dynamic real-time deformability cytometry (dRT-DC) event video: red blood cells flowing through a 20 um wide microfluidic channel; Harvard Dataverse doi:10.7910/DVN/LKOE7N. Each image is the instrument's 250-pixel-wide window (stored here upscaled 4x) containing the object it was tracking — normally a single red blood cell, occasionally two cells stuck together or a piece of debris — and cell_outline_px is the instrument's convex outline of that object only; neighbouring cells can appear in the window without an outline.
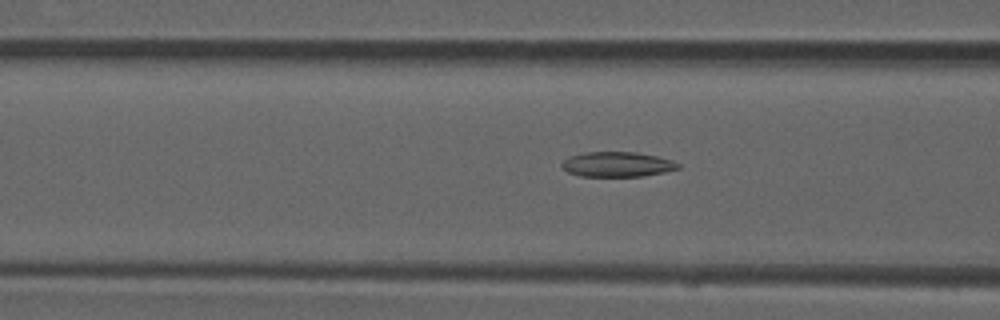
{"species": "common noctule bat (a hibernating species)", "species_latin": "Nyctalus noctula", "temperature_condition": "room temperature", "stored_images_in_passage": 52, "camera_frame_rate_fps": 3000, "um_per_image_px": 0.085, "animal": {"sex": "male", "forearm_length_mm": 52.5}, "frame": {"image": 1, "passage_image": 20, "time_ms": 6.333, "image_size_px": [1000, 320], "cell_outline_px": [[680, 168], [664, 172], [644, 176], [580, 176], [568, 172], [560, 164], [568, 156], [584, 152], [636, 152], [656, 156], [672, 160], [680, 164]], "centroid_in_image_um": [52.46, 13.96], "position_along_channel_um": 114.1, "area_um2": 16.94}}
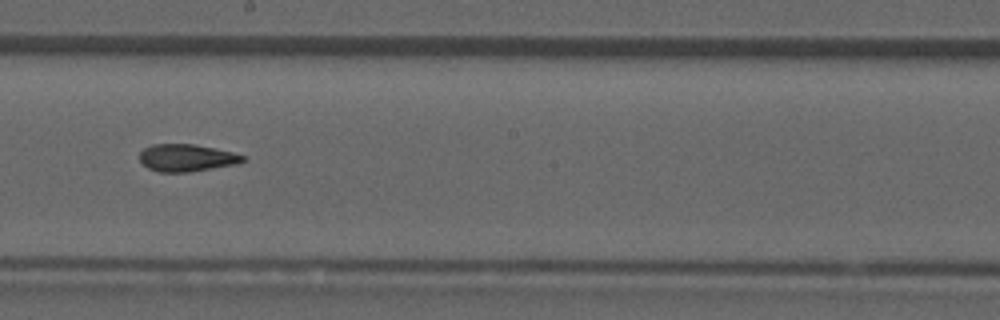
{"frame": {"image": 2, "passage_image": 29, "time_ms": 9.333, "image_size_px": [1000, 320], "cell_outline_px": [[244, 160], [236, 164], [188, 172], [160, 172], [148, 168], [140, 160], [140, 152], [144, 148], [152, 144], [196, 144], [232, 152], [244, 156]], "centroid_in_image_um": [15.83, 13.41], "position_along_channel_um": 232.4, "area_um2": 16.24}}
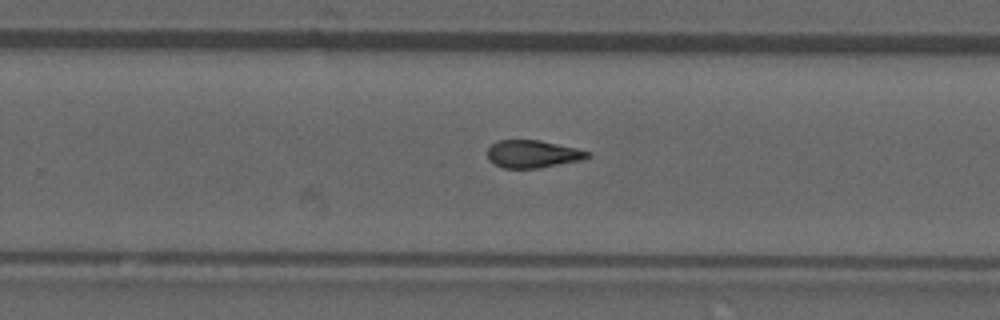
{"frame": {"image": 3, "passage_image": 33, "time_ms": 10.667, "image_size_px": [1000, 320], "cell_outline_px": [[592, 156], [580, 160], [536, 168], [504, 168], [488, 160], [488, 148], [496, 140], [540, 140], [576, 148], [588, 152]], "centroid_in_image_um": [45.25, 13.08], "position_along_channel_um": 284.5, "area_um2": 15.9}, "authors_computed_cell_mechanics": {"area_um2": 16.7909, "velocity_mm_per_s": 3.9368, "shape_relaxation_time_tau1_ms": null, "shape_relaxation_time_tau2_ms": 4.1921, "deformation_change_tau1": null, "deformation_change_tau2": 0.1364}}